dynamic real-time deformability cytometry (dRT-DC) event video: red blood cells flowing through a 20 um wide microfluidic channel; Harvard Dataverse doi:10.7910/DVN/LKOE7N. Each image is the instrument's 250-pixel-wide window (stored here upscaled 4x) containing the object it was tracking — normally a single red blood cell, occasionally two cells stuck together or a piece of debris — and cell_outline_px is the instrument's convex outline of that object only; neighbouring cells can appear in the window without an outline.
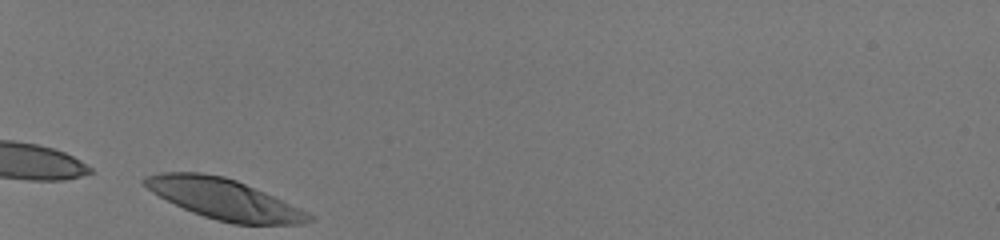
{"species": "human", "species_latin": "Homo sapiens", "temperature_condition": "room temperature", "stored_images_in_passage": 29, "camera_frame_rate_fps": 3000, "um_per_image_px": 0.085, "donor": {"sex": "male"}, "frame": {"image": 1, "passage_image": 1, "time_ms": 0.0, "image_size_px": [1000, 240], "cell_outline_px": [[316, 220], [300, 224], [232, 224], [216, 220], [192, 212], [152, 192], [140, 180], [144, 176], [160, 172], [204, 172], [224, 176], [236, 180], [264, 192], [300, 208], [316, 216]], "centroid_in_image_um": [19.06, 16.92], "position_along_channel_um": 65.9, "area_um2": 38.67}}
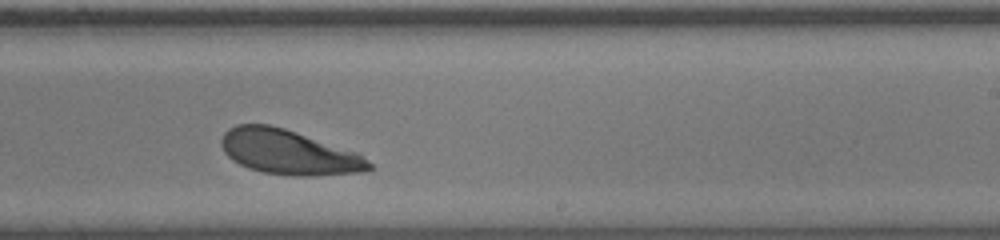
{"frame": {"image": 2, "passage_image": 18, "time_ms": 5.667, "image_size_px": [1000, 240], "cell_outline_px": [[376, 168], [368, 172], [316, 176], [292, 176], [264, 172], [248, 168], [232, 160], [224, 152], [220, 144], [220, 140], [224, 132], [228, 128], [236, 124], [268, 124], [284, 128], [356, 152], [372, 164]], "centroid_in_image_um": [24.54, 12.95], "position_along_channel_um": 264.5, "area_um2": 38.73}}
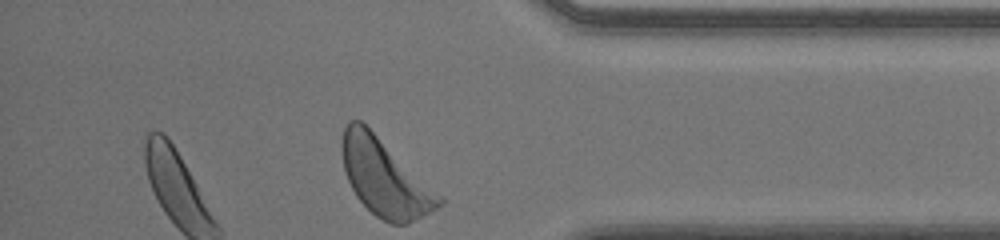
{"frame": {"image": 3, "passage_image": 29, "time_ms": 9.333, "image_size_px": [1000, 240], "cell_outline_px": [[444, 204], [408, 224], [392, 224], [376, 216], [356, 196], [344, 172], [340, 152], [340, 140], [344, 128], [348, 120], [360, 120], [444, 196]], "centroid_in_image_um": [32.7, 15.09], "position_along_channel_um": 402.5, "area_um2": 43.64}, "authors_computed_cell_mechanics": {"area_um2": 39.4196, "velocity_mm_per_s": 3.9558, "shape_relaxation_time_tau1_ms": 1.9419, "shape_relaxation_time_tau2_ms": null, "deformation_change_tau1": 0.1164, "deformation_change_tau2": null}}